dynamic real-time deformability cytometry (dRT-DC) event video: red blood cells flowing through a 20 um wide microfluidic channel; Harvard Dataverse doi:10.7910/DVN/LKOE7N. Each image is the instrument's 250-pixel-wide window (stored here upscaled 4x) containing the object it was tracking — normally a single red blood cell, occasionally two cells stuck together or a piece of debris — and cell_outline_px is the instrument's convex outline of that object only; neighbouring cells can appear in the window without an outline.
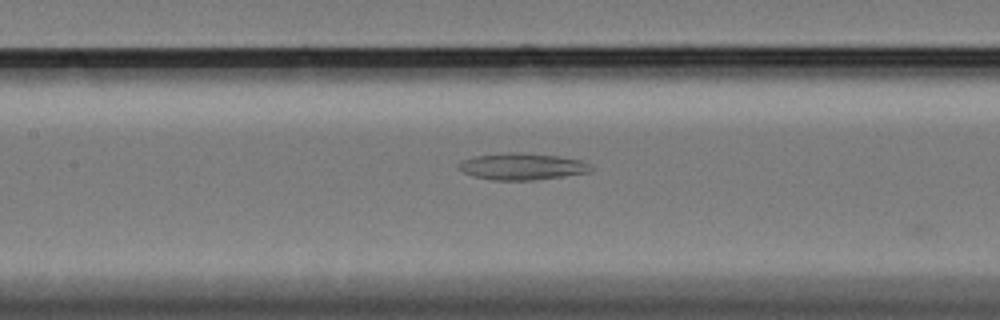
{"species": "Egyptian fruit bat (a non-hibernating species)", "species_latin": "Rousettus aegyptiacus", "temperature_condition": "cold", "stored_images_in_passage": 28, "camera_frame_rate_fps": 3000, "um_per_image_px": 0.085, "animal": {"sex": "female"}, "frame": {"image": 1, "passage_image": 10, "time_ms": 3.0, "image_size_px": [1000, 320], "cell_outline_px": [[596, 168], [588, 172], [536, 180], [492, 180], [472, 176], [456, 168], [456, 164], [460, 160], [472, 156], [508, 152], [524, 152], [560, 156], [584, 160]], "centroid_in_image_um": [44.36, 14.13], "position_along_channel_um": 163.0, "area_um2": 21.1}}
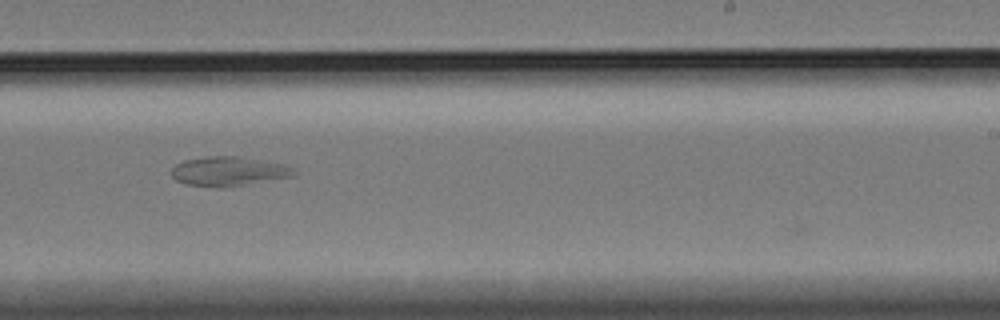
{"frame": {"image": 2, "passage_image": 20, "time_ms": 6.333, "image_size_px": [1000, 320], "cell_outline_px": [[296, 172], [292, 176], [220, 188], [184, 184], [176, 180], [172, 176], [172, 168], [176, 164], [184, 160], [208, 156], [240, 156], [284, 164], [292, 168]], "centroid_in_image_um": [19.38, 14.55], "position_along_channel_um": 269.6, "area_um2": 20.75}}
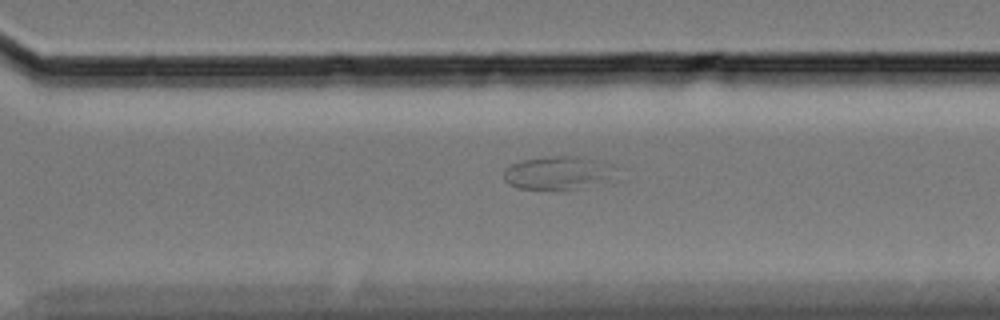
{"frame": {"image": 3, "passage_image": 25, "time_ms": 8.0, "image_size_px": [1000, 320], "cell_outline_px": [[616, 164], [608, 176], [604, 180], [580, 188], [520, 188], [508, 184], [504, 180], [504, 168], [520, 160], [548, 156], [580, 156], [604, 160]], "centroid_in_image_um": [47.38, 14.64], "position_along_channel_um": 323.2, "area_um2": 21.33}}